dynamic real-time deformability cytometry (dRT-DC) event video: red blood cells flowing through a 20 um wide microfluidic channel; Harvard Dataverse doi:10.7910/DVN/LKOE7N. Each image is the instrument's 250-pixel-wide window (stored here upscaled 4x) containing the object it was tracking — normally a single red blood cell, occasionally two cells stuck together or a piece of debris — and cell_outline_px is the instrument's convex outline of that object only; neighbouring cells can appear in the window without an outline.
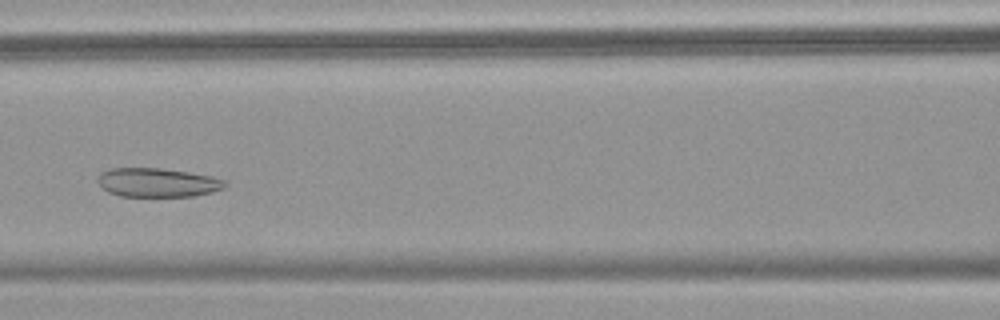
{"species": "common noctule bat (a hibernating species)", "species_latin": "Nyctalus noctula", "temperature_condition": "warm", "stored_images_in_passage": 44, "camera_frame_rate_fps": 3000, "um_per_image_px": 0.085, "animal": {"sex": "female", "body_mass_g": 18.4}, "frame": {"image": 1, "passage_image": 18, "time_ms": 5.667, "image_size_px": [1000, 320], "cell_outline_px": [[228, 184], [224, 188], [212, 192], [196, 196], [120, 196], [108, 192], [96, 180], [100, 172], [112, 168], [160, 168], [188, 172], [212, 176], [224, 180]], "centroid_in_image_um": [13.4, 15.51], "position_along_channel_um": 153.2, "area_um2": 21.5}}
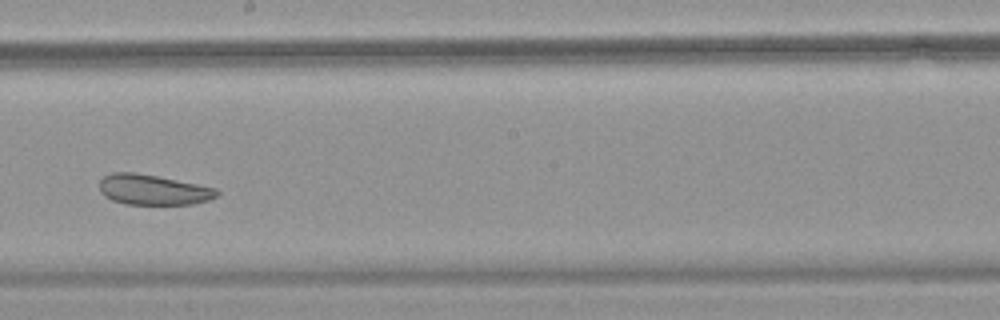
{"frame": {"image": 2, "passage_image": 24, "time_ms": 7.667, "image_size_px": [1000, 320], "cell_outline_px": [[220, 192], [216, 196], [208, 200], [192, 204], [124, 204], [112, 200], [104, 196], [100, 192], [100, 180], [104, 176], [112, 172], [132, 172], [156, 176], [216, 188]], "centroid_in_image_um": [12.98, 16.13], "position_along_channel_um": 235.2, "area_um2": 20.58}}
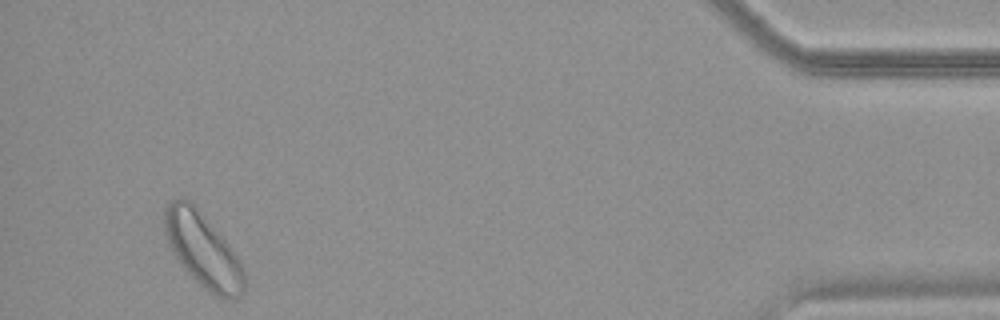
{"frame": {"image": 3, "passage_image": 42, "time_ms": 13.667, "image_size_px": [1000, 320], "cell_outline_px": [[244, 292], [240, 296], [228, 300], [224, 300], [216, 296], [200, 284], [184, 268], [168, 244], [164, 232], [164, 208], [172, 200], [188, 200], [196, 208], [228, 244], [236, 256], [244, 272]], "centroid_in_image_um": [17.24, 21.3], "position_along_channel_um": 418.0, "area_um2": 33.47}}